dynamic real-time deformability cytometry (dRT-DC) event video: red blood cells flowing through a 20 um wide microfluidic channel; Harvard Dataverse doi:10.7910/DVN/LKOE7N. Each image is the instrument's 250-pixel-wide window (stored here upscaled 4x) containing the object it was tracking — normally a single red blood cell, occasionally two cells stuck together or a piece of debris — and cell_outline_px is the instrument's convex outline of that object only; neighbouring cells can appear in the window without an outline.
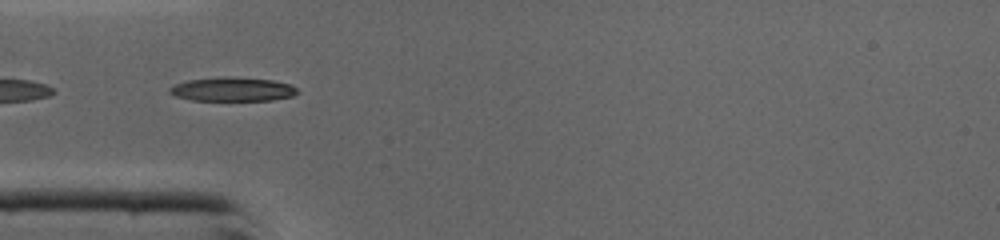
{"species": "common noctule bat (a hibernating species)", "species_latin": "Nyctalus noctula", "temperature_condition": "cold", "stored_images_in_passage": 33, "segment_of_instrument_passage": [2, 2], "camera_frame_rate_fps": 3000, "um_per_image_px": 0.085, "animal": {"sex": "male", "body_mass_g": 19.0, "forearm_length_mm": 50.8}, "frame": {"image": 1, "passage_image": 14, "time_ms": 4.333, "image_size_px": [1000, 240], "cell_outline_px": [[300, 92], [292, 96], [272, 100], [192, 100], [176, 96], [168, 92], [168, 88], [176, 84], [188, 80], [272, 80], [292, 84]], "centroid_in_image_um": [19.81, 7.65], "position_along_channel_um": 65.2, "area_um2": 16.59}}
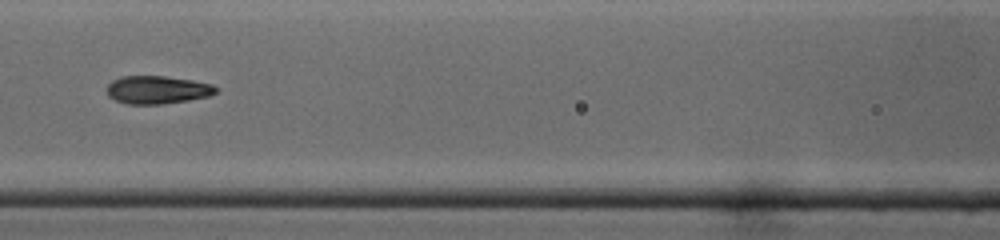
{"frame": {"image": 2, "passage_image": 20, "time_ms": 6.333, "image_size_px": [1000, 240], "cell_outline_px": [[216, 92], [208, 96], [188, 100], [160, 104], [128, 104], [116, 100], [108, 96], [108, 84], [112, 80], [120, 76], [164, 76], [192, 80], [212, 84], [216, 88]], "centroid_in_image_um": [13.35, 7.62], "position_along_channel_um": 153.3, "area_um2": 17.63}}
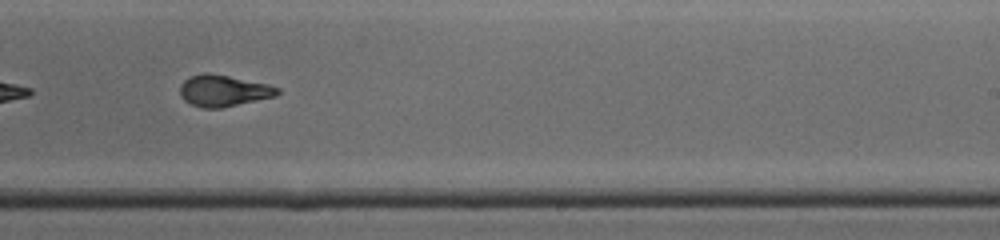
{"frame": {"image": 3, "passage_image": 28, "time_ms": 9.0, "image_size_px": [1000, 240], "cell_outline_px": [[280, 92], [276, 96], [220, 108], [200, 108], [184, 100], [180, 96], [180, 84], [184, 80], [192, 76], [204, 72], [228, 76], [268, 84], [280, 88]], "centroid_in_image_um": [18.98, 7.71], "position_along_channel_um": 270.0, "area_um2": 17.74}}